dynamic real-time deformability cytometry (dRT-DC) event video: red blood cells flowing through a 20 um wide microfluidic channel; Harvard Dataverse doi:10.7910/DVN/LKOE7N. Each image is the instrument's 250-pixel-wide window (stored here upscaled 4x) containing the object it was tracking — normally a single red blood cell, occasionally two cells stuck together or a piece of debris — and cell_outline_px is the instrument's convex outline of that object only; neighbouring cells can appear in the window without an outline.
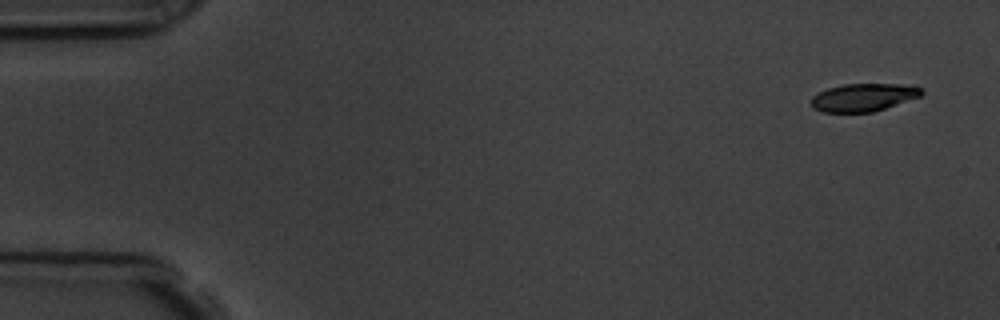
{"species": "common noctule bat (a hibernating species)", "species_latin": "Nyctalus noctula", "temperature_condition": "room temperature", "stored_images_in_passage": 6, "camera_frame_rate_fps": 3000, "um_per_image_px": 0.085, "animal": {"sex": "male", "body_mass_g": 19.5, "forearm_length_mm": 54.6}, "frame": {"image": 1, "passage_image": 1, "time_ms": 0.0, "image_size_px": [1000, 320], "cell_outline_px": [[924, 92], [920, 96], [872, 112], [824, 112], [812, 108], [812, 96], [828, 88], [844, 84], [916, 84]], "centroid_in_image_um": [73.41, 8.26], "position_along_channel_um": 11.6, "area_um2": 17.8}}
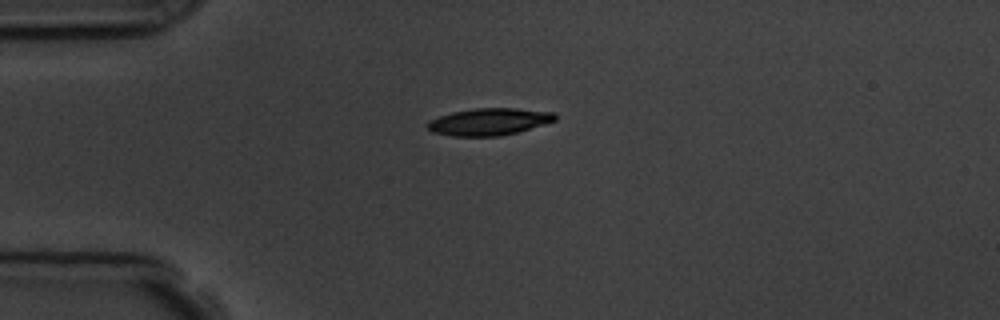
{"frame": {"image": 2, "passage_image": 4, "time_ms": 3.667, "image_size_px": [1000, 320], "cell_outline_px": [[556, 120], [516, 132], [500, 136], [452, 136], [432, 132], [428, 128], [428, 120], [452, 112], [476, 108], [516, 108], [556, 112]], "centroid_in_image_um": [41.56, 10.34], "position_along_channel_um": 43.4, "area_um2": 20.0}}